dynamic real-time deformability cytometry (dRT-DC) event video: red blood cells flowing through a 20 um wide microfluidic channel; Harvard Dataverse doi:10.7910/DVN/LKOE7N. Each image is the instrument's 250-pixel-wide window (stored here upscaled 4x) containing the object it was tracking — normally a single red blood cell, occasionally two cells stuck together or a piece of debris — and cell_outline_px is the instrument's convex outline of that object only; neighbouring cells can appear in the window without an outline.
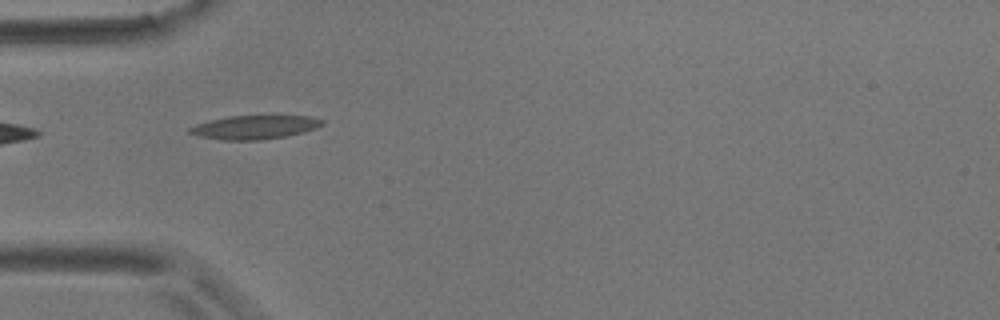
{"species": "common noctule bat (a hibernating species)", "species_latin": "Nyctalus noctula", "temperature_condition": "room temperature", "stored_images_in_passage": 3, "camera_frame_rate_fps": 3000, "um_per_image_px": 0.085, "animal": {"sex": "male", "body_mass_g": 17.9}, "frame": {"image": 1, "passage_image": 2, "time_ms": 1.333, "image_size_px": [1000, 320], "cell_outline_px": [[324, 124], [316, 128], [304, 132], [284, 136], [260, 140], [224, 140], [200, 136], [188, 132], [188, 128], [196, 124], [208, 120], [228, 116], [308, 116], [324, 120]], "centroid_in_image_um": [21.63, 10.81], "position_along_channel_um": 63.4, "area_um2": 18.21}}
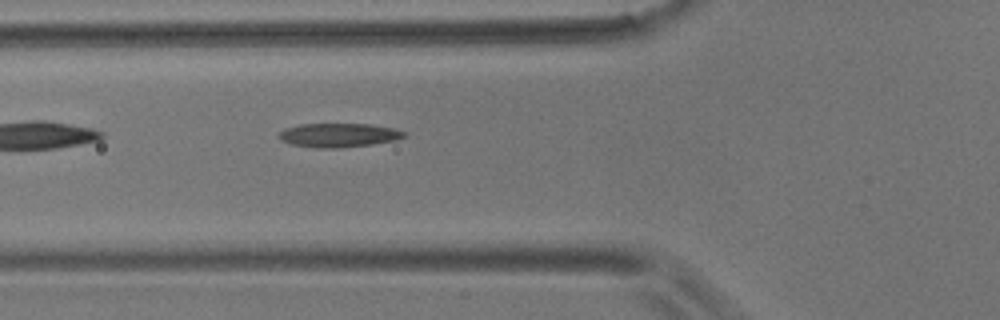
{"frame": {"image": 2, "passage_image": 3, "time_ms": 2.333, "image_size_px": [1000, 320], "cell_outline_px": [[408, 136], [396, 140], [372, 144], [340, 148], [316, 148], [292, 144], [280, 140], [276, 136], [284, 128], [300, 124], [368, 124], [396, 128], [404, 132]], "centroid_in_image_um": [28.78, 11.49], "position_along_channel_um": 97.0, "area_um2": 17.63}}